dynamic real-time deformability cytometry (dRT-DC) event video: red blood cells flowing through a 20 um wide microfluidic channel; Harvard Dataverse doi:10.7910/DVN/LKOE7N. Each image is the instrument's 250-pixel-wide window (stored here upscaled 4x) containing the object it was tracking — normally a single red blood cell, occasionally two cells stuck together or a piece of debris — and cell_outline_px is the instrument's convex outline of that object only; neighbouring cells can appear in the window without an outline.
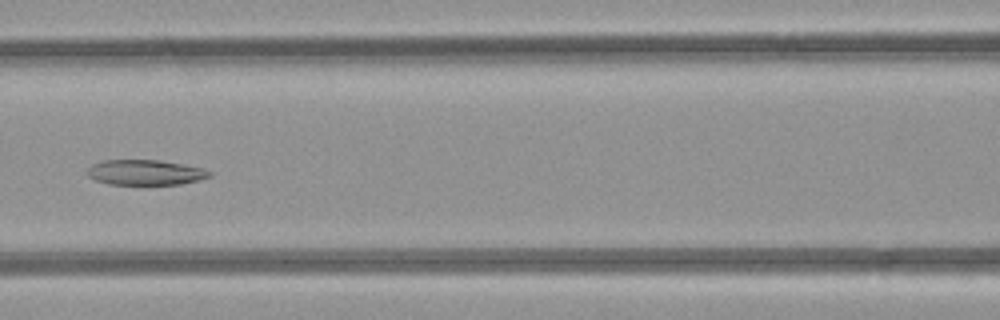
{"species": "common noctule bat (a hibernating species)", "species_latin": "Nyctalus noctula", "temperature_condition": "room temperature", "stored_images_in_passage": 48, "camera_frame_rate_fps": 3000, "um_per_image_px": 0.085, "animal": {"sex": "female", "body_mass_g": 21.9}, "frame": {"image": 1, "passage_image": 21, "time_ms": 6.667, "image_size_px": [1000, 320], "cell_outline_px": [[212, 176], [200, 180], [180, 184], [108, 184], [96, 180], [88, 176], [84, 172], [92, 164], [104, 160], [160, 160], [184, 164], [204, 168], [212, 172]], "centroid_in_image_um": [12.36, 14.65], "position_along_channel_um": 154.2, "area_um2": 18.15}}
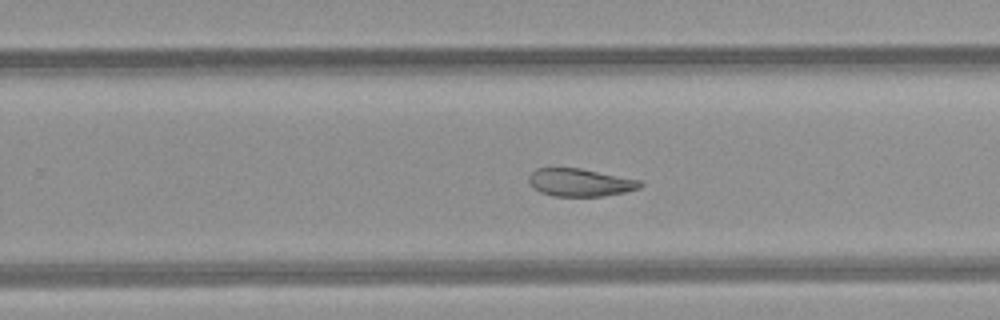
{"frame": {"image": 2, "passage_image": 30, "time_ms": 9.667, "image_size_px": [1000, 320], "cell_outline_px": [[644, 184], [640, 188], [624, 192], [604, 196], [552, 196], [540, 192], [532, 188], [528, 180], [528, 176], [536, 168], [580, 168], [640, 180]], "centroid_in_image_um": [49.28, 15.51], "position_along_channel_um": 280.5, "area_um2": 18.09}}
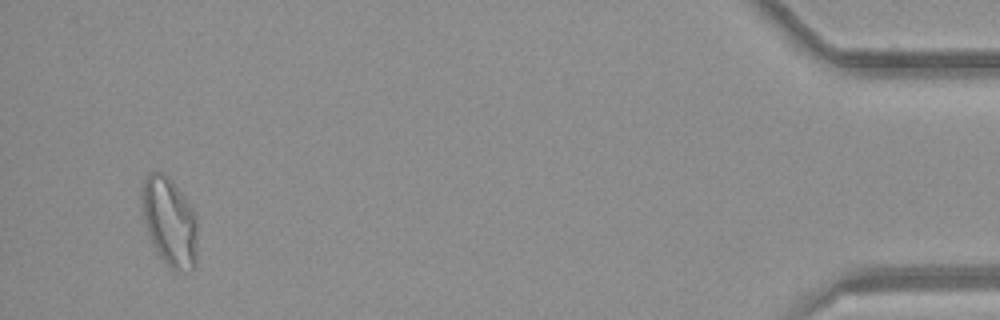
{"frame": {"image": 3, "passage_image": 46, "time_ms": 15.0, "image_size_px": [1000, 320], "cell_outline_px": [[196, 268], [176, 272], [164, 264], [156, 252], [148, 236], [144, 220], [144, 180], [152, 172], [160, 172], [168, 176], [172, 180], [196, 216]], "centroid_in_image_um": [14.43, 18.94], "position_along_channel_um": 420.8, "area_um2": 28.21}, "authors_computed_cell_mechanics": {"area_um2": 23.8425, "velocity_mm_per_s": 4.232, "shape_relaxation_time_tau1_ms": null, "shape_relaxation_time_tau2_ms": 2.7542, "deformation_change_tau1": null, "deformation_change_tau2": 0.0866}}